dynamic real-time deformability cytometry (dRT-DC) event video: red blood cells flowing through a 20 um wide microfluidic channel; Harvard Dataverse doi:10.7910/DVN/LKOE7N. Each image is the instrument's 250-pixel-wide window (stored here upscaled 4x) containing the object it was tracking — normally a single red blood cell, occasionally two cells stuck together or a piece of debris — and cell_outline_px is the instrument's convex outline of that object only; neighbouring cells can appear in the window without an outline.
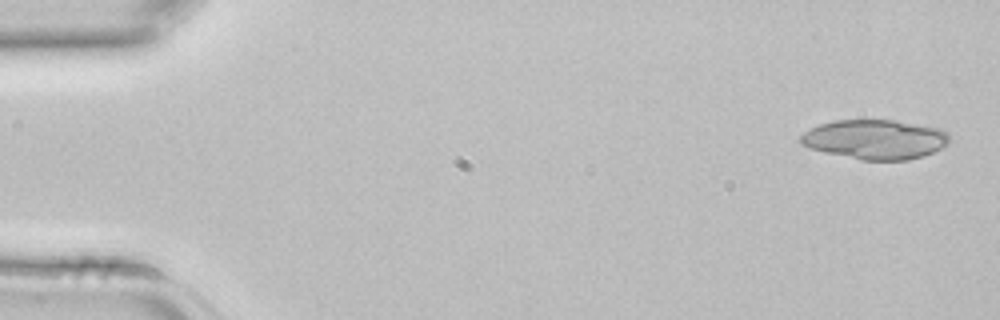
{"species": "common noctule bat (a hibernating species)", "species_latin": "Nyctalus noctula", "temperature_condition": "room temperature", "stored_images_in_passage": 4, "segment_of_instrument_passage": [2, 2], "camera_frame_rate_fps": 3000, "um_per_image_px": 0.085, "animal": {"sex": "female", "body_mass_g": 22.7, "forearm_length_mm": 54.2}, "frame": {"image": 1, "passage_image": 4, "time_ms": 1.0, "image_size_px": [1000, 320], "cell_outline_px": [[952, 140], [948, 144], [924, 156], [908, 160], [860, 160], [824, 152], [808, 148], [800, 144], [800, 136], [804, 132], [820, 124], [836, 120], [896, 120], [940, 128], [948, 132]], "centroid_in_image_um": [74.41, 11.85], "position_along_channel_um": 10.6, "area_um2": 34.56}}